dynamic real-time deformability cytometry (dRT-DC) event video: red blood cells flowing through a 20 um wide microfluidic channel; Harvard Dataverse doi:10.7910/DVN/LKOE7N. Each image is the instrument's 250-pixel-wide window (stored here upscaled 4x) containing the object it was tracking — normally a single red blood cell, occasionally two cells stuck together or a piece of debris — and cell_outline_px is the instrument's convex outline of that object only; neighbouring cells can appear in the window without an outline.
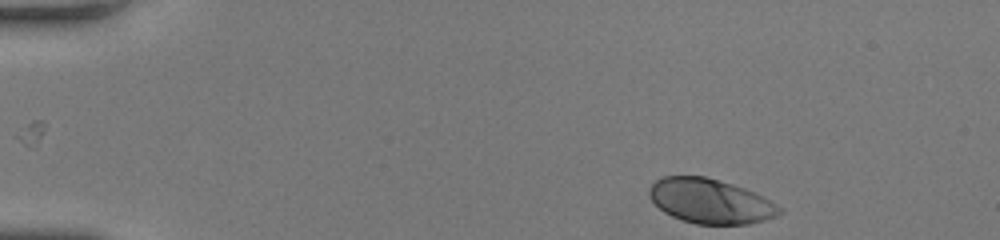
{"species": "human", "species_latin": "Homo sapiens", "temperature_condition": "room temperature", "stored_images_in_passage": 39, "camera_frame_rate_fps": 3000, "um_per_image_px": 0.085, "donor": {"sex": "female"}, "frame": {"image": 1, "passage_image": 1, "time_ms": 0.0, "image_size_px": [1000, 240], "cell_outline_px": [[784, 212], [776, 216], [764, 220], [748, 224], [696, 224], [672, 216], [664, 212], [648, 196], [648, 188], [660, 176], [704, 176], [732, 184], [744, 188], [764, 196], [776, 204]], "centroid_in_image_um": [60.37, 17.09], "position_along_channel_um": 24.6, "area_um2": 33.81}}
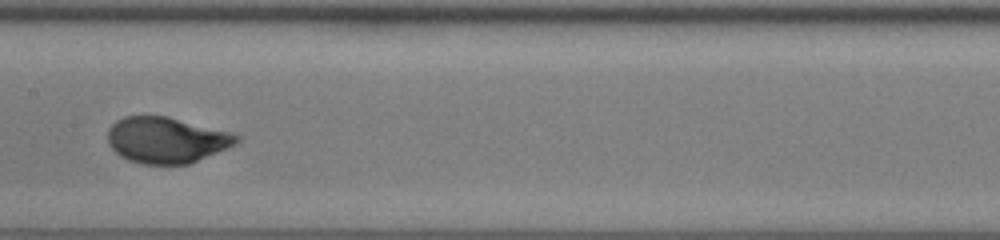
{"frame": {"image": 2, "passage_image": 22, "time_ms": 7.0, "image_size_px": [1000, 240], "cell_outline_px": [[240, 140], [236, 144], [188, 164], [144, 164], [128, 160], [120, 156], [108, 144], [108, 128], [116, 120], [124, 116], [164, 116], [228, 132], [240, 136]], "centroid_in_image_um": [14.09, 11.91], "position_along_channel_um": 193.3, "area_um2": 34.04}}
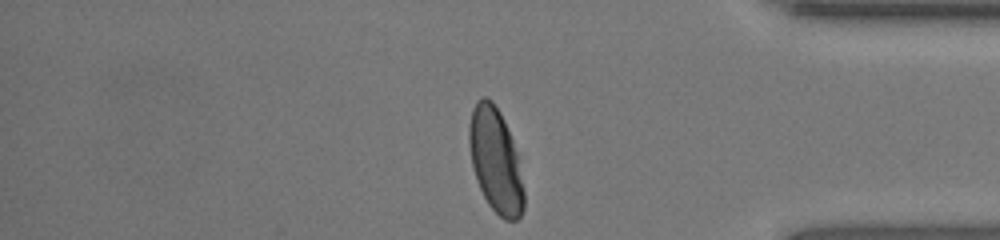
{"frame": {"image": 3, "passage_image": 39, "time_ms": 12.667, "image_size_px": [1000, 240], "cell_outline_px": [[524, 208], [520, 216], [516, 220], [504, 220], [488, 204], [476, 180], [472, 168], [468, 140], [468, 128], [472, 108], [476, 100], [480, 96], [488, 96], [492, 100], [500, 112], [504, 120], [512, 140], [516, 152], [524, 192]], "centroid_in_image_um": [42.09, 13.6], "position_along_channel_um": 393.1, "area_um2": 33.35}, "authors_computed_cell_mechanics": {"area_um2": 34.2754, "velocity_mm_per_s": 3.8426, "shape_relaxation_time_tau1_ms": 2.7646, "shape_relaxation_time_tau2_ms": null, "deformation_change_tau1": 0.1816, "deformation_change_tau2": null}}